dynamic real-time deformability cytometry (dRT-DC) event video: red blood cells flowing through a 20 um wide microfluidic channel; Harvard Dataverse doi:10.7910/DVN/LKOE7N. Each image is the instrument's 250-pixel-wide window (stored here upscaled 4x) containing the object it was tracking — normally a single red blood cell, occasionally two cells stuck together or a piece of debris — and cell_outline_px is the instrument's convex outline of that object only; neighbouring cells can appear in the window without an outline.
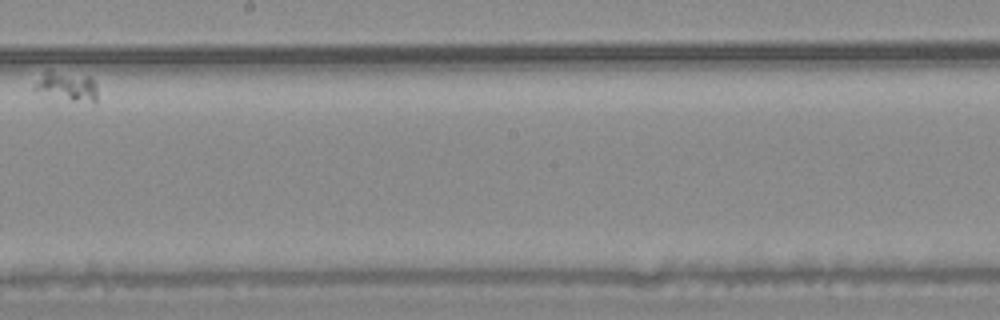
{"species": "common noctule bat (a hibernating species)", "species_latin": "Nyctalus noctula", "temperature_condition": "warm", "stored_images_in_passage": 15, "camera_frame_rate_fps": 3000, "um_per_image_px": 0.085, "animal": {"sex": "male", "body_mass_g": 20.4}, "frame": {"image": 1, "passage_image": 11, "time_ms": 3.333, "image_size_px": [1000, 320], "cell_outline_px": [[96, 100], [72, 100], [32, 92], [32, 88], [48, 68], [88, 76], [96, 84]], "centroid_in_image_um": [5.6, 7.28], "position_along_channel_um": 242.6, "area_um2": 10.64}}